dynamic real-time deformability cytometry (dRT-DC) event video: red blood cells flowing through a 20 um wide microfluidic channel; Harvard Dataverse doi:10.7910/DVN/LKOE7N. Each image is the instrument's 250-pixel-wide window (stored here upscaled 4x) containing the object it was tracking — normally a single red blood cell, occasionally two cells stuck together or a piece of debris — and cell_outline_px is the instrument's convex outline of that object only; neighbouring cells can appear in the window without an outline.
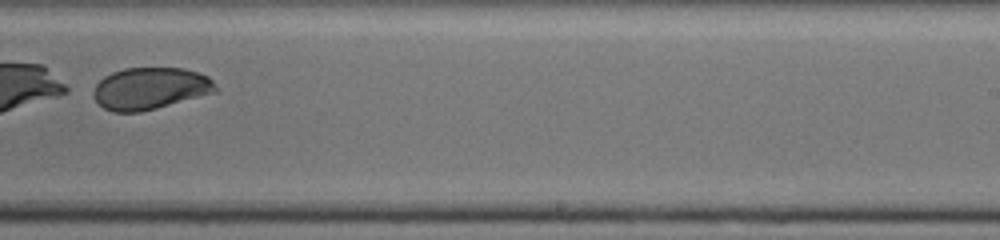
{"species": "human", "species_latin": "Homo sapiens", "temperature_condition": "cold", "stored_images_in_passage": 35, "segment_of_instrument_passage": [2, 2], "camera_frame_rate_fps": 3000, "um_per_image_px": 0.085, "donor": {"sex": "male"}, "frame": {"image": 1, "passage_image": 27, "time_ms": 8.667, "image_size_px": [1000, 240], "cell_outline_px": [[216, 92], [156, 108], [140, 112], [112, 112], [104, 108], [96, 100], [92, 92], [96, 84], [104, 76], [112, 72], [124, 68], [180, 68], [196, 72], [208, 76], [216, 84]], "centroid_in_image_um": [12.74, 7.52], "position_along_channel_um": 276.3, "area_um2": 29.71}}
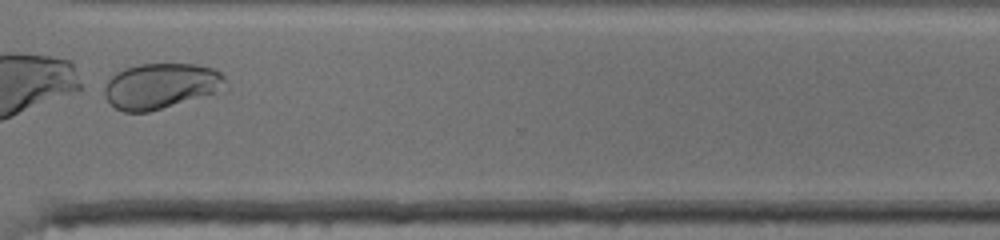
{"frame": {"image": 2, "passage_image": 33, "time_ms": 10.667, "image_size_px": [1000, 240], "cell_outline_px": [[228, 88], [224, 92], [148, 112], [124, 112], [116, 108], [104, 96], [100, 88], [116, 72], [124, 68], [140, 64], [196, 64], [212, 68], [220, 72], [224, 76], [228, 84]], "centroid_in_image_um": [13.72, 7.32], "position_along_channel_um": 356.9, "area_um2": 32.95}}